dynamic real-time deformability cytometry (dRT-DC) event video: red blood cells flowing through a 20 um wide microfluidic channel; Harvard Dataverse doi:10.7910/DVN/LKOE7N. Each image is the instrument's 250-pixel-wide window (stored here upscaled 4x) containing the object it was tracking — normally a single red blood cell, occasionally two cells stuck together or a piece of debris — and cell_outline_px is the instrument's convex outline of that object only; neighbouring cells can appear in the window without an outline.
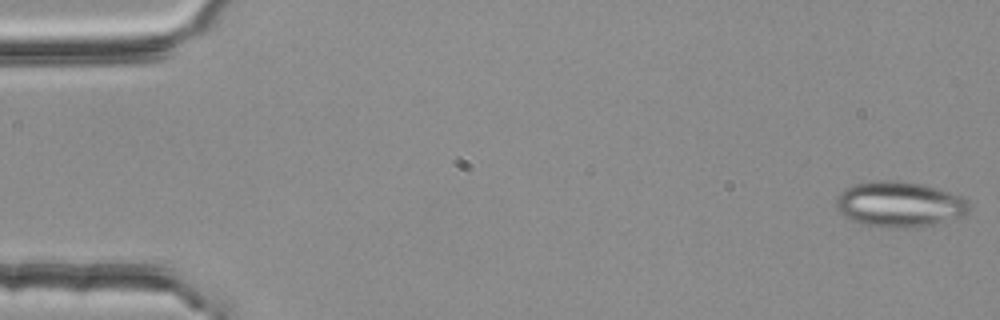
{"species": "common noctule bat (a hibernating species)", "species_latin": "Nyctalus noctula", "temperature_condition": "room temperature", "stored_images_in_passage": 55, "segment_of_instrument_passage": [1, 3], "camera_frame_rate_fps": 3000, "um_per_image_px": 0.085, "animal": {"sex": "female", "body_mass_g": 25.1}, "frame": {"image": 1, "passage_image": 1, "time_ms": 0.0, "image_size_px": [1000, 320], "cell_outline_px": [[972, 208], [964, 216], [932, 224], [908, 228], [896, 228], [864, 224], [852, 220], [844, 216], [836, 208], [836, 196], [844, 188], [852, 184], [880, 180], [888, 180], [924, 184], [960, 196], [968, 200]], "centroid_in_image_um": [76.45, 17.36], "position_along_channel_um": 8.6, "area_um2": 35.26}}